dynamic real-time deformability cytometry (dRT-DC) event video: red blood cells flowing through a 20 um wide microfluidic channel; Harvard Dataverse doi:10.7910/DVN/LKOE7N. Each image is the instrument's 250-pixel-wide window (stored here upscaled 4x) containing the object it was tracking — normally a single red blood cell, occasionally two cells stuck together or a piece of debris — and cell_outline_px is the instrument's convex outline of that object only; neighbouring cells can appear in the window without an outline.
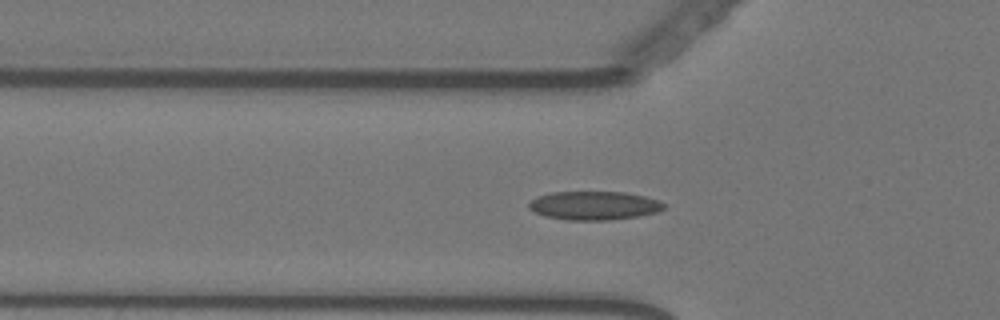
{"species": "Egyptian fruit bat (a non-hibernating species)", "species_latin": "Rousettus aegyptiacus", "temperature_condition": "warm", "stored_images_in_passage": 58, "segment_of_instrument_passage": [1, 2], "camera_frame_rate_fps": 3000, "um_per_image_px": 0.085, "animal": {"sex": "female"}, "frame": {"image": 1, "passage_image": 19, "time_ms": 6.0, "image_size_px": [1000, 320], "cell_outline_px": [[664, 208], [656, 212], [636, 216], [608, 220], [564, 220], [544, 216], [528, 208], [528, 204], [536, 196], [552, 192], [624, 192], [644, 196], [660, 200], [664, 204]], "centroid_in_image_um": [50.46, 17.47], "position_along_channel_um": 75.3, "area_um2": 22.48}}
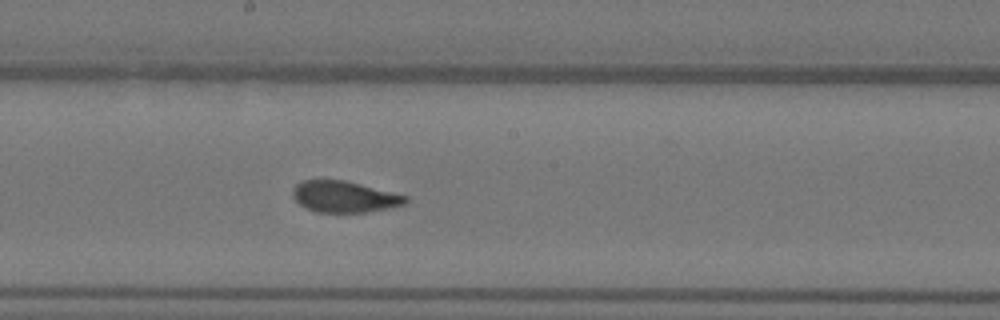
{"frame": {"image": 2, "passage_image": 31, "time_ms": 10.0, "image_size_px": [1000, 320], "cell_outline_px": [[408, 204], [388, 208], [364, 212], [316, 212], [300, 204], [292, 196], [292, 188], [300, 180], [344, 180], [408, 196]], "centroid_in_image_um": [29.26, 16.72], "position_along_channel_um": 218.9, "area_um2": 20.52}}
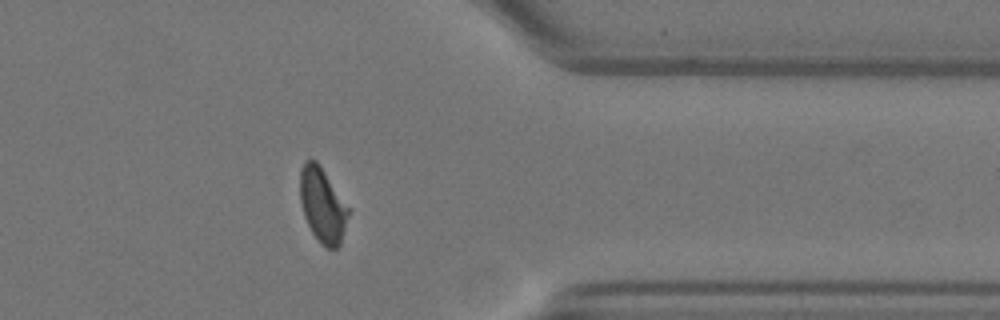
{"frame": {"image": 3, "passage_image": 46, "time_ms": 15.0, "image_size_px": [1000, 320], "cell_outline_px": [[352, 208], [340, 244], [336, 248], [328, 248], [320, 244], [312, 232], [304, 216], [300, 200], [300, 168], [304, 160], [316, 160], [320, 164]], "centroid_in_image_um": [27.45, 17.4], "position_along_channel_um": 383.9, "area_um2": 21.68}}